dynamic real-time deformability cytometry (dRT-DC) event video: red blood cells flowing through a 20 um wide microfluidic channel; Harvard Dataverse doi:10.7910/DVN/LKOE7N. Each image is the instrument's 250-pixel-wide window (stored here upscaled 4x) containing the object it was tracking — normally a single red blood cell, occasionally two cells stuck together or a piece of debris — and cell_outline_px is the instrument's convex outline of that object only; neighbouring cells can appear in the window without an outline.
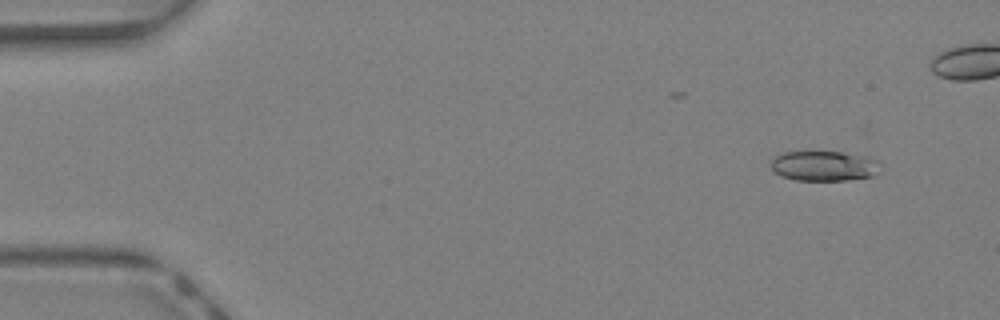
{"species": "Egyptian fruit bat (a non-hibernating species)", "species_latin": "Rousettus aegyptiacus", "temperature_condition": "warm", "stored_images_in_passage": 44, "camera_frame_rate_fps": 3000, "um_per_image_px": 0.085, "animal": {"sex": "female"}, "frame": {"image": 1, "passage_image": 4, "time_ms": 1.0, "image_size_px": [1000, 320], "cell_outline_px": [[876, 160], [872, 176], [848, 180], [796, 180], [780, 176], [772, 172], [772, 160], [780, 152], [804, 148], [808, 148], [840, 152], [868, 156]], "centroid_in_image_um": [69.87, 14.04], "position_along_channel_um": 15.1, "area_um2": 19.71}}
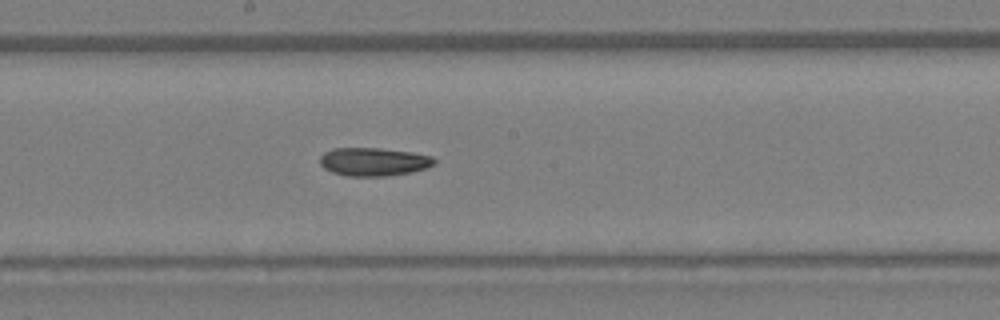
{"frame": {"image": 2, "passage_image": 24, "time_ms": 7.667, "image_size_px": [1000, 320], "cell_outline_px": [[436, 164], [424, 168], [408, 172], [388, 176], [344, 176], [332, 172], [324, 168], [320, 164], [320, 156], [324, 152], [332, 148], [380, 148], [412, 152], [432, 156], [436, 160]], "centroid_in_image_um": [31.73, 13.74], "position_along_channel_um": 216.5, "area_um2": 18.9}}
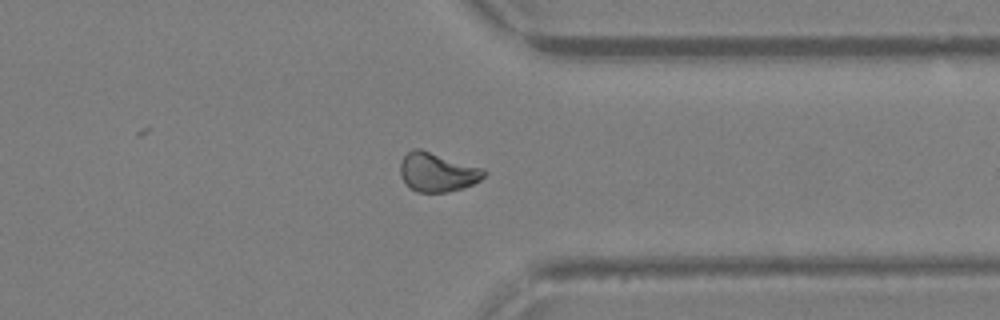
{"frame": {"image": 3, "passage_image": 34, "time_ms": 11.0, "image_size_px": [1000, 320], "cell_outline_px": [[488, 172], [480, 180], [464, 188], [448, 192], [416, 192], [400, 176], [400, 160], [412, 148], [420, 148], [484, 168]], "centroid_in_image_um": [37.19, 14.62], "position_along_channel_um": 374.2, "area_um2": 19.19}, "authors_computed_cell_mechanics": {"area_um2": 19.1607, "velocity_mm_per_s": 4.8122, "shape_relaxation_time_tau1_ms": null, "shape_relaxation_time_tau2_ms": 10.5542, "deformation_change_tau1": null, "deformation_change_tau2": 0.1776}}